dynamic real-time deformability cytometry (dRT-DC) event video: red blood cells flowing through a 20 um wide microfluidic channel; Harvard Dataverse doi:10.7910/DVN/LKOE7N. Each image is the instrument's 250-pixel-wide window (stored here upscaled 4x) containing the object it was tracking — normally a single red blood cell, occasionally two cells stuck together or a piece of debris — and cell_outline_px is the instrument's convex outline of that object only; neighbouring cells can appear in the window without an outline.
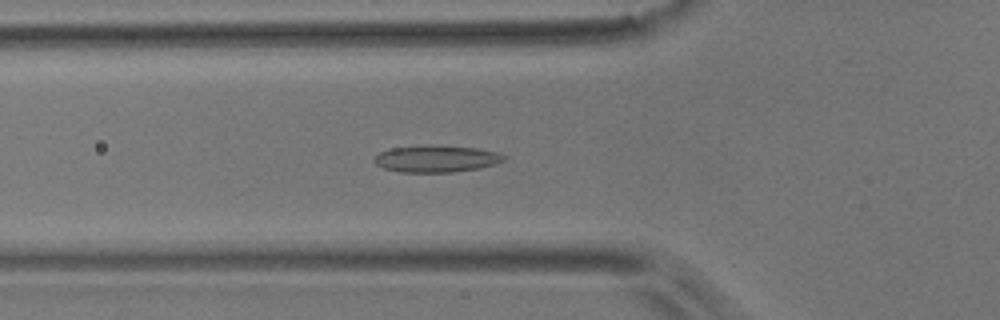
{"species": "common noctule bat (a hibernating species)", "species_latin": "Nyctalus noctula", "temperature_condition": "room temperature", "stored_images_in_passage": 54, "camera_frame_rate_fps": 3000, "um_per_image_px": 0.085, "animal": {"sex": "male", "body_mass_g": 17.9}, "frame": {"image": 1, "passage_image": 19, "time_ms": 6.0, "image_size_px": [1000, 320], "cell_outline_px": [[508, 156], [504, 160], [496, 164], [480, 168], [452, 172], [400, 172], [384, 168], [376, 164], [372, 160], [380, 152], [392, 148], [428, 144], [432, 144], [476, 148], [496, 152]], "centroid_in_image_um": [37.1, 13.48], "position_along_channel_um": 88.7, "area_um2": 20.46}}
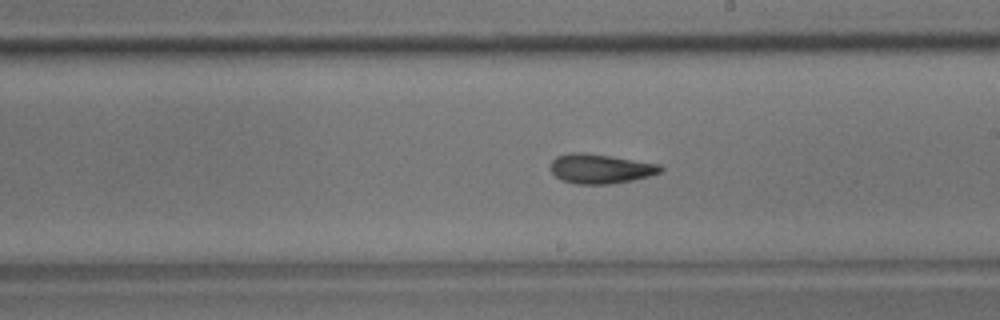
{"frame": {"image": 2, "passage_image": 31, "time_ms": 10.0, "image_size_px": [1000, 320], "cell_outline_px": [[664, 168], [660, 172], [648, 176], [632, 180], [608, 184], [576, 184], [560, 180], [552, 172], [552, 160], [556, 156], [568, 152], [584, 152], [612, 156], [660, 164]], "centroid_in_image_um": [51.02, 14.33], "position_along_channel_um": 238.0, "area_um2": 18.96}}
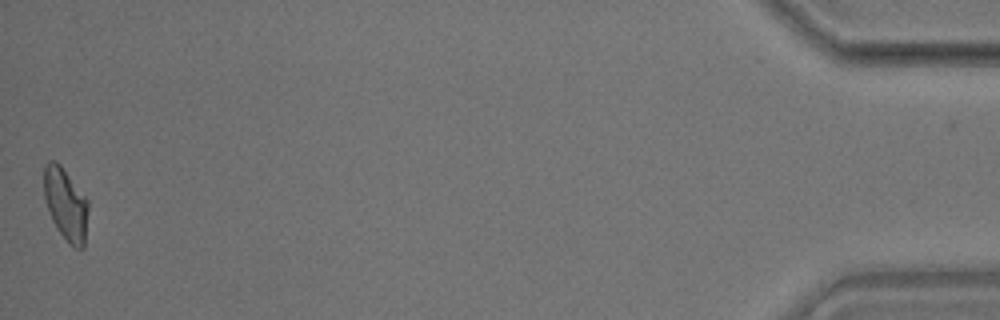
{"frame": {"image": 3, "passage_image": 54, "time_ms": 17.667, "image_size_px": [1000, 320], "cell_outline_px": [[88, 208], [84, 248], [76, 248], [68, 244], [56, 228], [52, 220], [44, 196], [44, 164], [48, 160], [56, 160], [60, 164], [88, 200]], "centroid_in_image_um": [5.58, 17.36], "position_along_channel_um": 429.6, "area_um2": 18.67}, "authors_computed_cell_mechanics": {"area_um2": 18.7561, "velocity_mm_per_s": 3.714, "shape_relaxation_time_tau1_ms": null, "shape_relaxation_time_tau2_ms": 2.7682, "deformation_change_tau1": null, "deformation_change_tau2": 0.0919}}